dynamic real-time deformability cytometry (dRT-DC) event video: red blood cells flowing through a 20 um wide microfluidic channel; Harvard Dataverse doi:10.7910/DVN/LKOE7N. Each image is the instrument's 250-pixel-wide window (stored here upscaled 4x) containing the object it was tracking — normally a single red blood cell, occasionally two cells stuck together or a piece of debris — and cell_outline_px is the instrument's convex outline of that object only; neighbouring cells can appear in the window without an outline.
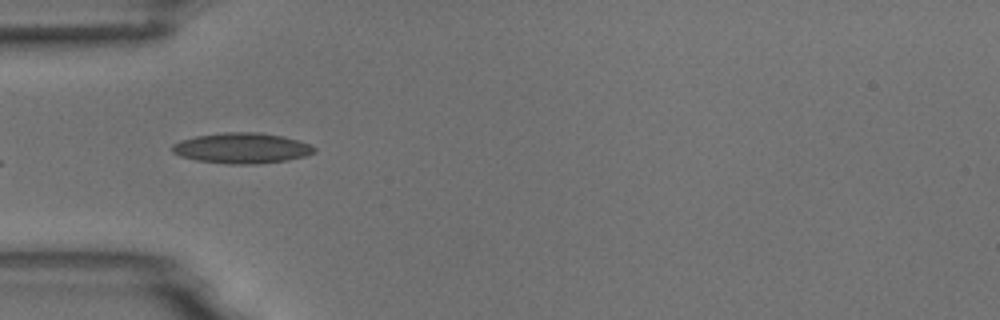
{"species": "common noctule bat (a hibernating species)", "species_latin": "Nyctalus noctula", "temperature_condition": "room temperature", "stored_images_in_passage": 7, "camera_frame_rate_fps": 3000, "um_per_image_px": 0.085, "animal": {"sex": "male", "body_mass_g": 18.8}, "frame": {"image": 1, "passage_image": 6, "time_ms": 5.667, "image_size_px": [1000, 320], "cell_outline_px": [[316, 152], [304, 156], [288, 160], [256, 164], [228, 164], [196, 160], [180, 156], [172, 152], [172, 144], [180, 140], [196, 136], [224, 132], [260, 132], [284, 136], [308, 144], [316, 148]], "centroid_in_image_um": [20.54, 12.59], "position_along_channel_um": 64.5, "area_um2": 25.32}}